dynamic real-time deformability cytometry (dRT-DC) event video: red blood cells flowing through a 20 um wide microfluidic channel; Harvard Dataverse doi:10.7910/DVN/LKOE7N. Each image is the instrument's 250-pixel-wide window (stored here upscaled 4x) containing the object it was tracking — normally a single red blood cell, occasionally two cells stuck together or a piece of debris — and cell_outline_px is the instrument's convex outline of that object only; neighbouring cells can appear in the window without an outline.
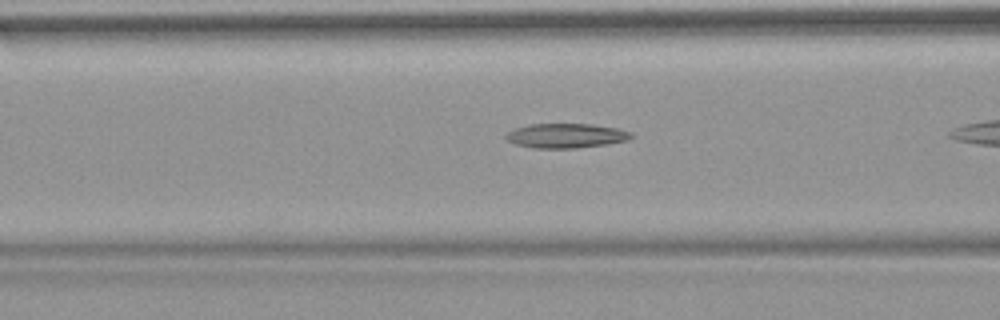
{"species": "common noctule bat (a hibernating species)", "species_latin": "Nyctalus noctula", "temperature_condition": "warm", "stored_images_in_passage": 16, "camera_frame_rate_fps": 3000, "um_per_image_px": 0.085, "animal": {"sex": "female", "body_mass_g": 18.4}, "frame": {"image": 1, "passage_image": 14, "time_ms": 4.333, "image_size_px": [1000, 320], "cell_outline_px": [[632, 136], [628, 140], [608, 144], [576, 148], [532, 148], [516, 144], [508, 140], [504, 136], [508, 132], [516, 128], [528, 124], [592, 124], [620, 128], [632, 132]], "centroid_in_image_um": [48.14, 11.53], "position_along_channel_um": 118.5, "area_um2": 17.98}}